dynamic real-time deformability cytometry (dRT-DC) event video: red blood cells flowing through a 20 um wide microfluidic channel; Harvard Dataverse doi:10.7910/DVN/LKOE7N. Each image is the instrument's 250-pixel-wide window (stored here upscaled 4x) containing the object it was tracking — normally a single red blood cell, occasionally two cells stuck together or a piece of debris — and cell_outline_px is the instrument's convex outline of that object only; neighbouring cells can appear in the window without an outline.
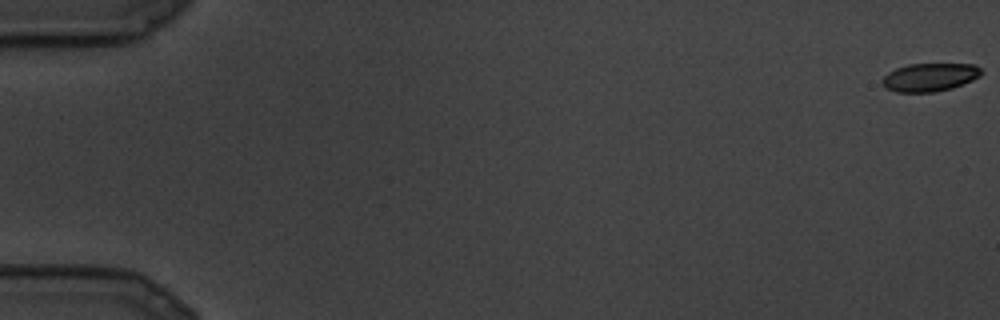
{"species": "common noctule bat (a hibernating species)", "species_latin": "Nyctalus noctula", "temperature_condition": "cold", "stored_images_in_passage": 8, "camera_frame_rate_fps": 3000, "um_per_image_px": 0.085, "animal": {"sex": "male", "body_mass_g": 19.5, "forearm_length_mm": 54.6}, "frame": {"image": 1, "passage_image": 1, "time_ms": 0.0, "image_size_px": [1000, 320], "cell_outline_px": [[984, 72], [980, 76], [972, 80], [952, 88], [936, 92], [896, 92], [884, 88], [880, 84], [880, 80], [888, 72], [896, 68], [908, 64], [976, 64]], "centroid_in_image_um": [79.0, 6.57], "position_along_channel_um": 6.0, "area_um2": 16.53}}
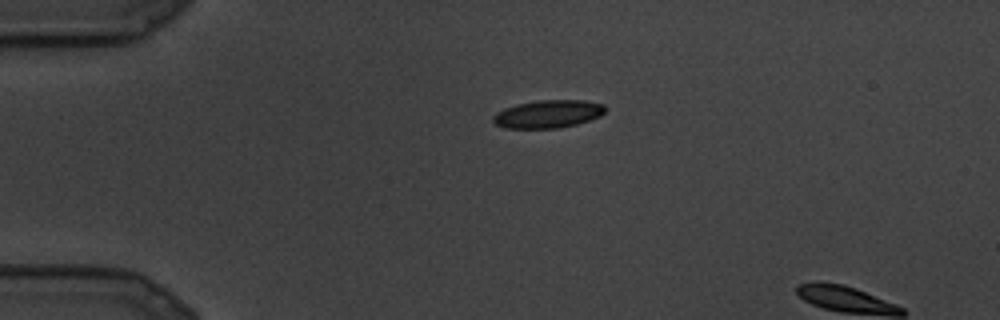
{"frame": {"image": 2, "passage_image": 7, "time_ms": 2.0, "image_size_px": [1000, 320], "cell_outline_px": [[604, 112], [600, 116], [576, 124], [560, 128], [504, 128], [496, 124], [492, 120], [492, 116], [496, 112], [504, 108], [516, 104], [540, 100], [584, 100], [604, 104]], "centroid_in_image_um": [46.55, 9.69], "position_along_channel_um": 38.4, "area_um2": 18.21}}